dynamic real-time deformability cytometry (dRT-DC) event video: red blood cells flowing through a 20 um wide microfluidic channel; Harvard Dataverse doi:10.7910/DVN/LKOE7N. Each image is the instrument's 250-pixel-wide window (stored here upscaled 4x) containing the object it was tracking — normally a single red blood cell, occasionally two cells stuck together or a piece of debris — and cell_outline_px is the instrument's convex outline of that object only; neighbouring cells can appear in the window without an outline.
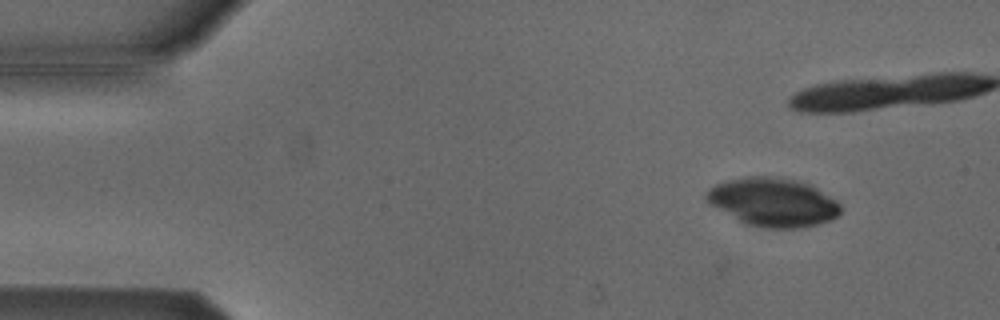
{"species": "Egyptian fruit bat (a non-hibernating species)", "species_latin": "Rousettus aegyptiacus", "temperature_condition": "cold", "stored_images_in_passage": 8, "segment_of_instrument_passage": [1, 2], "camera_frame_rate_fps": 3000, "um_per_image_px": 0.085, "animal": {"sex": "male"}, "frame": {"image": 1, "passage_image": 2, "time_ms": 0.333, "image_size_px": [1000, 320], "cell_outline_px": [[840, 212], [832, 220], [816, 224], [796, 228], [764, 228], [744, 224], [708, 204], [704, 200], [704, 192], [708, 188], [724, 180], [744, 176], [776, 176], [808, 184], [816, 188], [836, 200], [840, 204]], "centroid_in_image_um": [65.62, 17.18], "position_along_channel_um": 19.4, "area_um2": 38.26}}
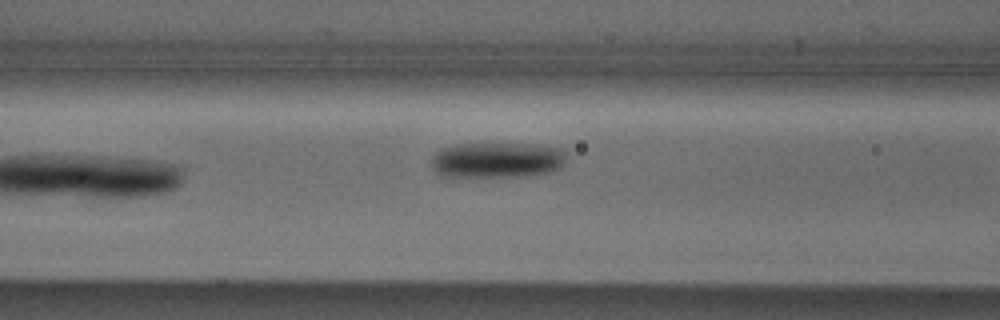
{"frame": {"image": 2, "passage_image": 7, "time_ms": 2.0, "image_size_px": [1000, 320], "cell_outline_px": [[564, 164], [560, 168], [548, 172], [516, 176], [440, 176], [432, 168], [432, 156], [436, 152], [444, 148], [456, 144], [536, 144], [564, 148]], "centroid_in_image_um": [42.25, 13.59], "position_along_channel_um": 124.4, "area_um2": 27.8}}